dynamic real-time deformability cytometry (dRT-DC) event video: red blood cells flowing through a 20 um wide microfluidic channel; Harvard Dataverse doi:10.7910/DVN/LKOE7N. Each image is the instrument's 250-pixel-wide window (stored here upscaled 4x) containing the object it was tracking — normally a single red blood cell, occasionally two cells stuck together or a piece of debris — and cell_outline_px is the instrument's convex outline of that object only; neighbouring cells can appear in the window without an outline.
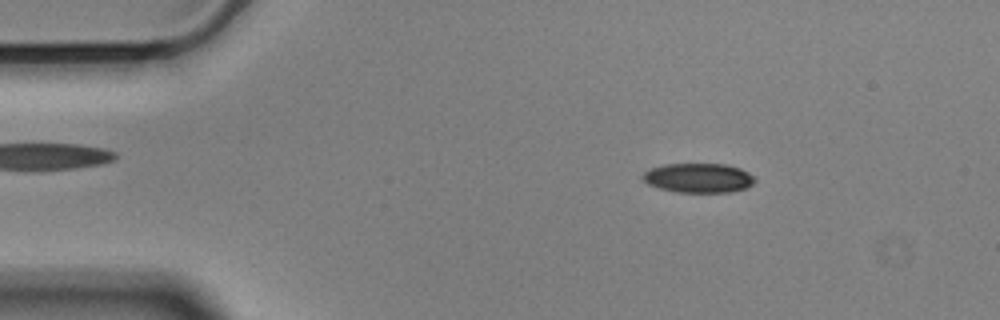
{"species": "Egyptian fruit bat (a non-hibernating species)", "species_latin": "Rousettus aegyptiacus", "temperature_condition": "cold", "stored_images_in_passage": 55, "camera_frame_rate_fps": 3000, "um_per_image_px": 0.085, "animal": {"sex": "male"}, "frame": {"image": 1, "passage_image": 8, "time_ms": 2.333, "image_size_px": [1000, 320], "cell_outline_px": [[756, 180], [748, 188], [732, 192], [676, 192], [660, 188], [648, 184], [640, 176], [644, 172], [652, 168], [664, 164], [724, 164], [740, 168], [748, 172]], "centroid_in_image_um": [59.38, 15.13], "position_along_channel_um": 25.6, "area_um2": 19.25}}
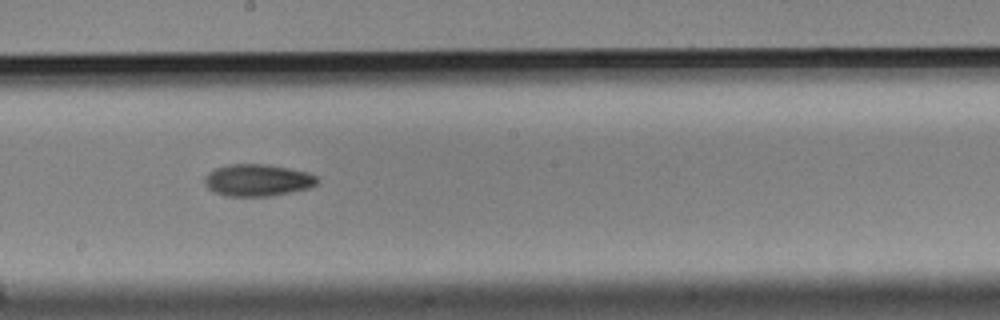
{"frame": {"image": 2, "passage_image": 30, "time_ms": 9.667, "image_size_px": [1000, 320], "cell_outline_px": [[316, 184], [308, 188], [272, 196], [224, 196], [208, 188], [204, 184], [204, 176], [208, 172], [216, 168], [228, 164], [268, 164], [308, 172], [316, 176]], "centroid_in_image_um": [21.85, 15.31], "position_along_channel_um": 226.3, "area_um2": 20.98}}
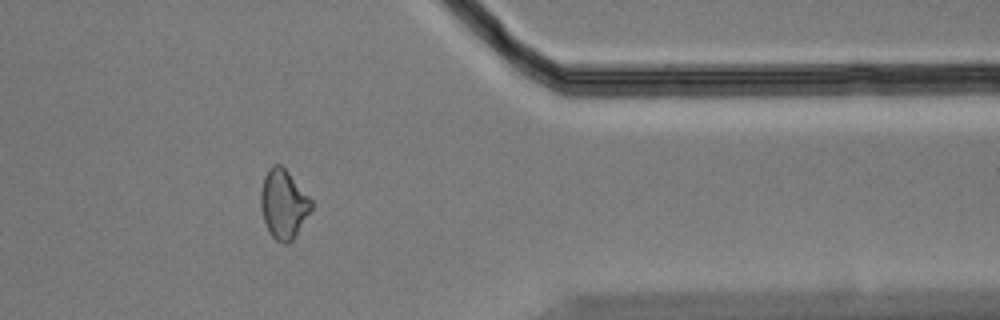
{"frame": {"image": 3, "passage_image": 45, "time_ms": 14.667, "image_size_px": [1000, 320], "cell_outline_px": [[312, 208], [292, 240], [288, 244], [284, 244], [276, 240], [272, 236], [264, 220], [260, 208], [260, 192], [264, 176], [268, 168], [272, 164], [280, 164], [288, 172], [312, 200]], "centroid_in_image_um": [24.07, 17.33], "position_along_channel_um": 387.3, "area_um2": 20.11}, "authors_computed_cell_mechanics": {"area_um2": 20.2878, "velocity_mm_per_s": 3.5601, "shape_relaxation_time_tau1_ms": 6.351, "shape_relaxation_time_tau2_ms": null, "deformation_change_tau1": 0.1182, "deformation_change_tau2": null}}